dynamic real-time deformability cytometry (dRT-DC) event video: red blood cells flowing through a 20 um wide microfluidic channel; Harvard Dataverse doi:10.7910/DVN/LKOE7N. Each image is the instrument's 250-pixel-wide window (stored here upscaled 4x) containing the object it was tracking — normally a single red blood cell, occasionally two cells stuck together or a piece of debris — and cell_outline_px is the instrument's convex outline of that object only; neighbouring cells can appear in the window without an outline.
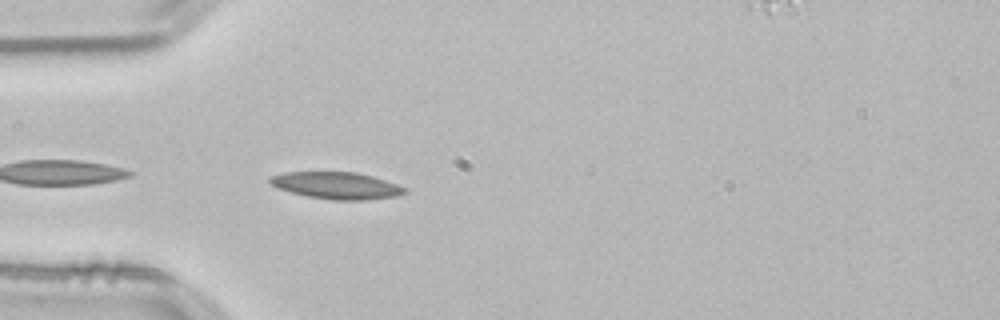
{"species": "common noctule bat (a hibernating species)", "species_latin": "Nyctalus noctula", "temperature_condition": "room temperature", "stored_images_in_passage": 9, "camera_frame_rate_fps": 3000, "um_per_image_px": 0.085, "animal": {"sex": "male", "body_mass_g": 21.5, "forearm_length_mm": 52.0}, "frame": {"image": 1, "passage_image": 2, "time_ms": 0.333, "image_size_px": [1000, 320], "cell_outline_px": [[408, 192], [396, 196], [364, 200], [332, 200], [308, 196], [276, 188], [268, 180], [268, 176], [288, 172], [356, 172], [372, 176], [408, 188]], "centroid_in_image_um": [28.61, 15.77], "position_along_channel_um": 56.4, "area_um2": 21.1}}
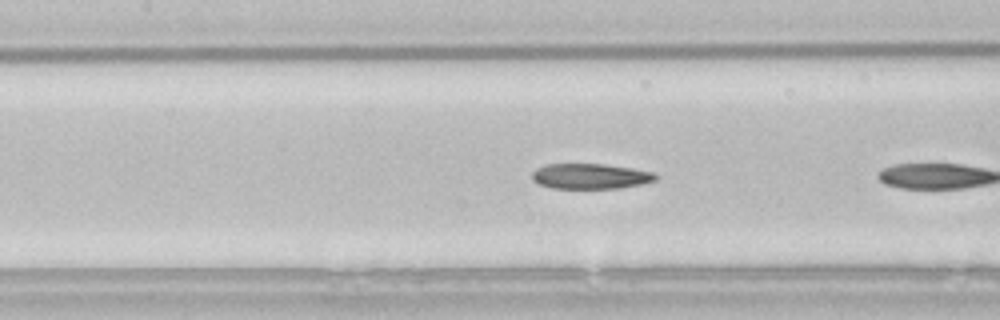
{"frame": {"image": 2, "passage_image": 8, "time_ms": 2.333, "image_size_px": [1000, 320], "cell_outline_px": [[660, 176], [656, 180], [640, 184], [620, 188], [552, 188], [540, 184], [532, 180], [532, 172], [536, 168], [544, 164], [604, 164], [632, 168], [652, 172]], "centroid_in_image_um": [50.17, 14.97], "position_along_channel_um": 157.2, "area_um2": 18.26}}